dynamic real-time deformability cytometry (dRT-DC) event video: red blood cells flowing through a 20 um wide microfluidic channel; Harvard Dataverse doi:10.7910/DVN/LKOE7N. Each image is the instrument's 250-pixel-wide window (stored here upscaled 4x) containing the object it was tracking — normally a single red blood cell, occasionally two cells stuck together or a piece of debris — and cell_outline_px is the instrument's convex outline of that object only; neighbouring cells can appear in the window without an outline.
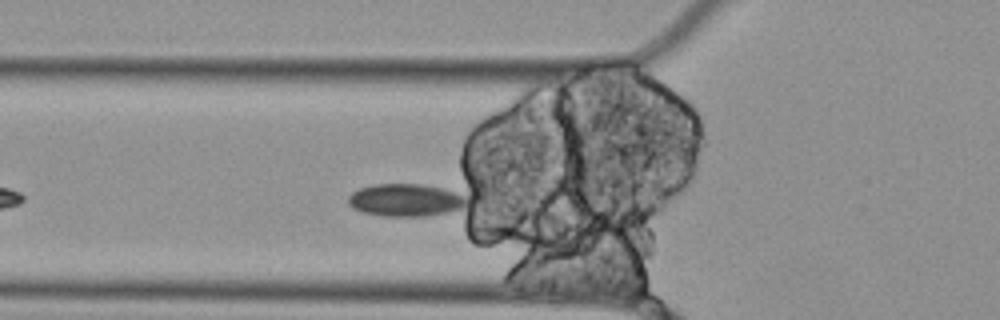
{"species": "Egyptian fruit bat (a non-hibernating species)", "species_latin": "Rousettus aegyptiacus", "temperature_condition": "cold", "stored_images_in_passage": 3, "camera_frame_rate_fps": 3000, "um_per_image_px": 0.085, "animal": {"sex": "female"}, "frame": {"image": 1, "passage_image": 3, "time_ms": 0.667, "image_size_px": [1000, 320], "cell_outline_px": [[472, 208], [424, 216], [384, 216], [364, 212], [352, 208], [348, 204], [348, 196], [352, 192], [360, 188], [376, 184], [420, 184], [440, 188], [456, 192], [464, 196], [472, 204]], "centroid_in_image_um": [34.56, 17.02], "position_along_channel_um": 91.2, "area_um2": 22.83}}